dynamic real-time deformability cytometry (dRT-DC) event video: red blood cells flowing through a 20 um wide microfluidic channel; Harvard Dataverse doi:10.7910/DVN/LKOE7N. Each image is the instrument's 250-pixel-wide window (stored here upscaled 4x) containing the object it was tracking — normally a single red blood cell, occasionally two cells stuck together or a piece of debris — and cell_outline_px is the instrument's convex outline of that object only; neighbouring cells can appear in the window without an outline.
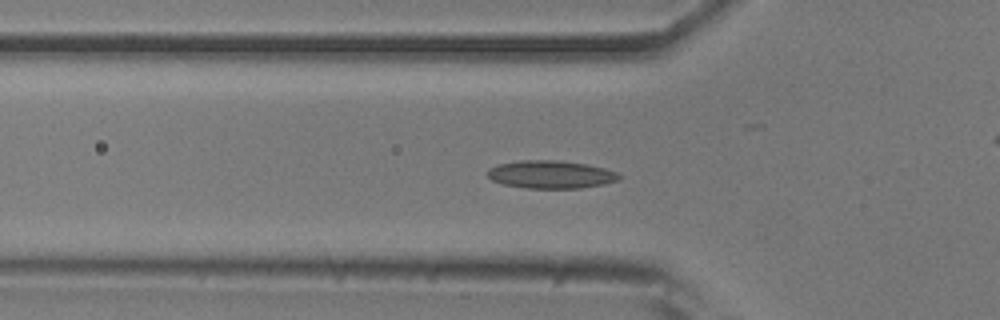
{"species": "common noctule bat (a hibernating species)", "species_latin": "Nyctalus noctula", "temperature_condition": "room temperature", "stored_images_in_passage": 55, "camera_frame_rate_fps": 3000, "um_per_image_px": 0.085, "animal": {"sex": "male", "body_mass_g": 20.5, "forearm_length_mm": 52.5}, "frame": {"image": 1, "passage_image": 18, "time_ms": 5.667, "image_size_px": [1000, 320], "cell_outline_px": [[620, 180], [604, 184], [580, 188], [524, 188], [504, 184], [492, 180], [488, 176], [488, 168], [500, 164], [520, 160], [556, 160], [584, 164], [604, 168], [616, 172], [620, 176]], "centroid_in_image_um": [46.82, 14.83], "position_along_channel_um": 79.0, "area_um2": 21.21}}
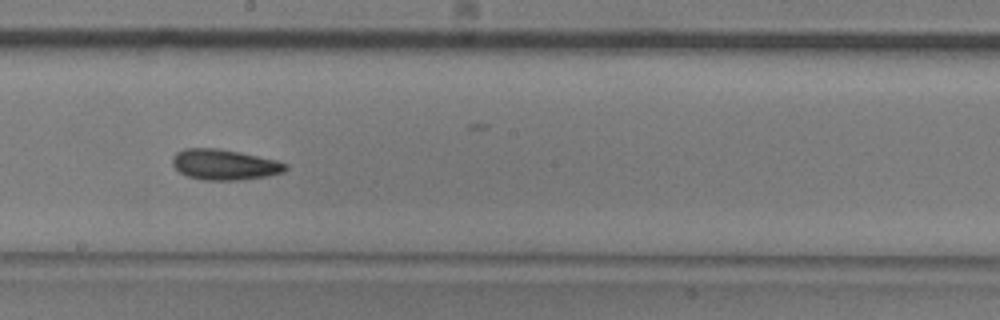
{"frame": {"image": 2, "passage_image": 30, "time_ms": 9.667, "image_size_px": [1000, 320], "cell_outline_px": [[288, 168], [284, 172], [268, 176], [240, 180], [204, 180], [188, 176], [180, 172], [172, 164], [172, 156], [176, 152], [184, 148], [220, 148], [240, 152], [276, 160], [288, 164]], "centroid_in_image_um": [19.08, 13.98], "position_along_channel_um": 229.1, "area_um2": 20.29}}
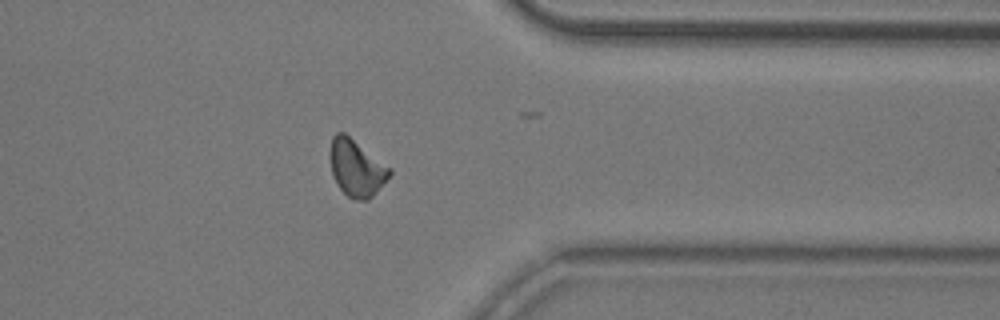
{"frame": {"image": 3, "passage_image": 43, "time_ms": 14.0, "image_size_px": [1000, 320], "cell_outline_px": [[392, 172], [372, 196], [368, 200], [356, 200], [348, 196], [340, 188], [332, 176], [328, 152], [332, 136], [336, 132], [344, 132], [392, 168]], "centroid_in_image_um": [30.26, 14.24], "position_along_channel_um": 381.1, "area_um2": 19.77}, "authors_computed_cell_mechanics": {"area_um2": 19.652, "velocity_mm_per_s": 3.7327, "shape_relaxation_time_tau1_ms": 6.6013, "shape_relaxation_time_tau2_ms": 2.8661, "deformation_change_tau1": 0.144, "deformation_change_tau2": 0.0984}}